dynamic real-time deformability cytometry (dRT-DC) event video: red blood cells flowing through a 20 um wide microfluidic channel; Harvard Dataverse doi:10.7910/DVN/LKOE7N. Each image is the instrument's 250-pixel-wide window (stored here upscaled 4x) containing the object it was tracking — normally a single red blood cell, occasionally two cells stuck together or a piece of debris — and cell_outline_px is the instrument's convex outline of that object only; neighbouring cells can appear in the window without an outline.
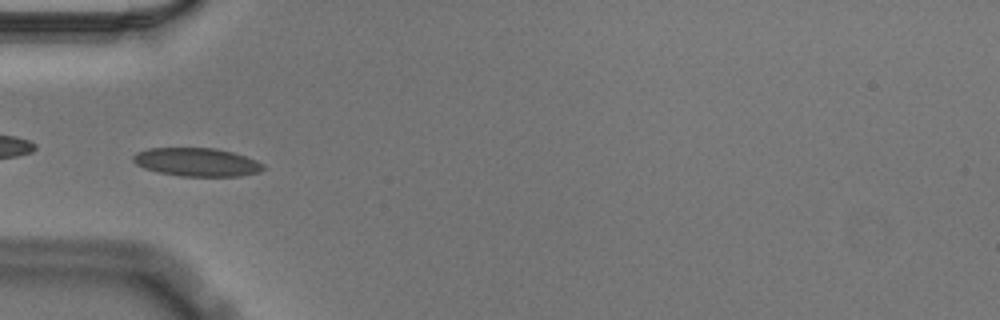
{"species": "Egyptian fruit bat (a non-hibernating species)", "species_latin": "Rousettus aegyptiacus", "temperature_condition": "cold", "stored_images_in_passage": 30, "camera_frame_rate_fps": 3000, "um_per_image_px": 0.085, "animal": {"sex": "male"}, "frame": {"image": 1, "passage_image": 1, "time_ms": 0.0, "image_size_px": [1000, 320], "cell_outline_px": [[264, 168], [260, 172], [240, 176], [180, 176], [160, 172], [144, 168], [136, 164], [132, 160], [132, 156], [136, 152], [148, 148], [216, 148], [232, 152], [256, 160], [264, 164]], "centroid_in_image_um": [16.72, 13.78], "position_along_channel_um": 68.3, "area_um2": 21.5}}
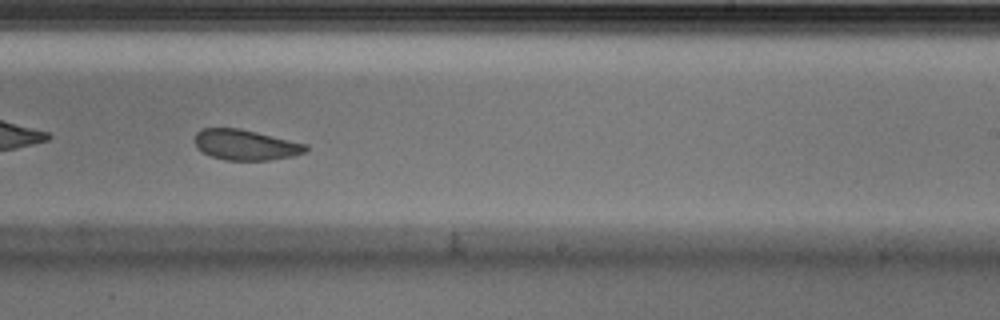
{"frame": {"image": 2, "passage_image": 18, "time_ms": 5.667, "image_size_px": [1000, 320], "cell_outline_px": [[308, 152], [292, 156], [268, 160], [224, 160], [212, 156], [196, 148], [196, 132], [200, 128], [240, 128], [308, 144]], "centroid_in_image_um": [20.9, 12.31], "position_along_channel_um": 268.1, "area_um2": 19.77}}
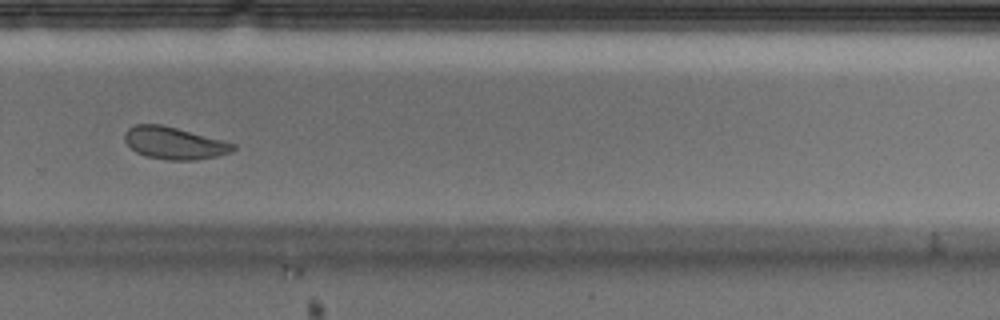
{"frame": {"image": 3, "passage_image": 22, "time_ms": 7.0, "image_size_px": [1000, 320], "cell_outline_px": [[236, 148], [232, 152], [216, 156], [196, 160], [168, 160], [144, 156], [136, 152], [124, 140], [124, 132], [128, 128], [136, 124], [160, 124], [176, 128], [236, 144]], "centroid_in_image_um": [14.79, 12.17], "position_along_channel_um": 315.0, "area_um2": 20.23}, "authors_computed_cell_mechanics": {"area_um2": 20.808, "velocity_mm_per_s": 3.5264, "shape_relaxation_time_tau1_ms": 5.5965, "shape_relaxation_time_tau2_ms": 3.1942, "deformation_change_tau1": 0.0995, "deformation_change_tau2": 0.0597}}